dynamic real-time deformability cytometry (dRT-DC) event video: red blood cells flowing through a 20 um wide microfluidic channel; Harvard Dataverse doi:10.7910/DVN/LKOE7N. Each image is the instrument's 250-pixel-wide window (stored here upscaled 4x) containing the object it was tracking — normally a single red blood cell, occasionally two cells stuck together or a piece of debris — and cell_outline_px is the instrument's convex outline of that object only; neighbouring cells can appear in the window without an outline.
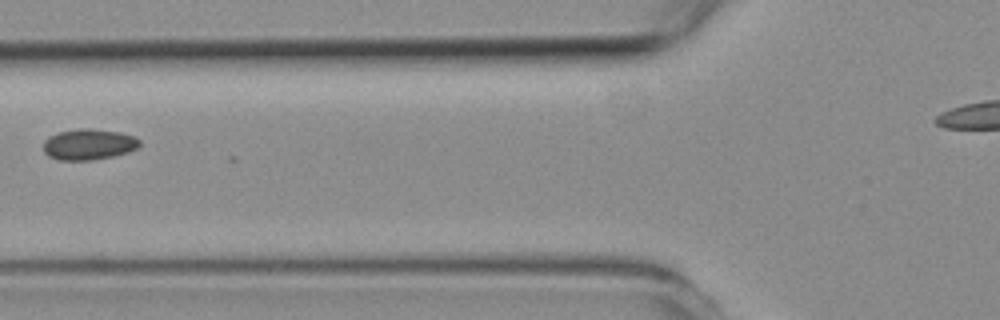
{"species": "common noctule bat (a hibernating species)", "species_latin": "Nyctalus noctula", "temperature_condition": "room temperature", "stored_images_in_passage": 3, "camera_frame_rate_fps": 3000, "um_per_image_px": 0.085, "animal": {"sex": "female", "body_mass_g": 19.3, "forearm_length_mm": 54.1}, "frame": {"image": 1, "passage_image": 3, "time_ms": 2.333, "image_size_px": [1000, 320], "cell_outline_px": [[140, 144], [136, 148], [128, 152], [112, 156], [92, 160], [56, 160], [48, 156], [44, 152], [44, 140], [48, 136], [60, 132], [76, 128], [88, 128], [120, 132], [136, 136], [140, 140]], "centroid_in_image_um": [7.53, 12.26], "position_along_channel_um": 118.3, "area_um2": 17.46}}